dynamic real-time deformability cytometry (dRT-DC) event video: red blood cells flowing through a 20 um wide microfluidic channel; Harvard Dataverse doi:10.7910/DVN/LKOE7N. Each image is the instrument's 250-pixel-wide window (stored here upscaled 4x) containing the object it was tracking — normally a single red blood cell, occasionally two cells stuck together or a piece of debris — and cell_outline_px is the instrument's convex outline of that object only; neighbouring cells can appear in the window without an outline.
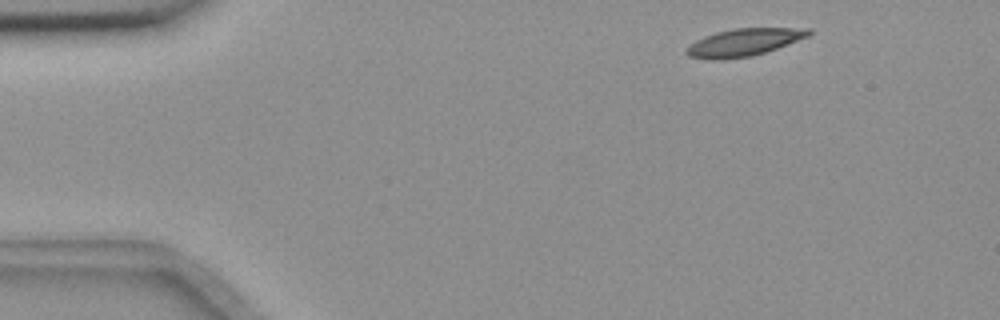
{"species": "common noctule bat (a hibernating species)", "species_latin": "Nyctalus noctula", "temperature_condition": "room temperature", "stored_images_in_passage": 6, "camera_frame_rate_fps": 3000, "um_per_image_px": 0.085, "animal": {"sex": "female", "body_mass_g": 18.4}, "frame": {"image": 1, "passage_image": 1, "time_ms": 0.0, "image_size_px": [1000, 320], "cell_outline_px": [[812, 32], [808, 36], [788, 44], [752, 56], [720, 60], [708, 60], [688, 56], [684, 52], [696, 40], [704, 36], [716, 32], [732, 28], [812, 28]], "centroid_in_image_um": [63.21, 3.6], "position_along_channel_um": 21.8, "area_um2": 19.54}}
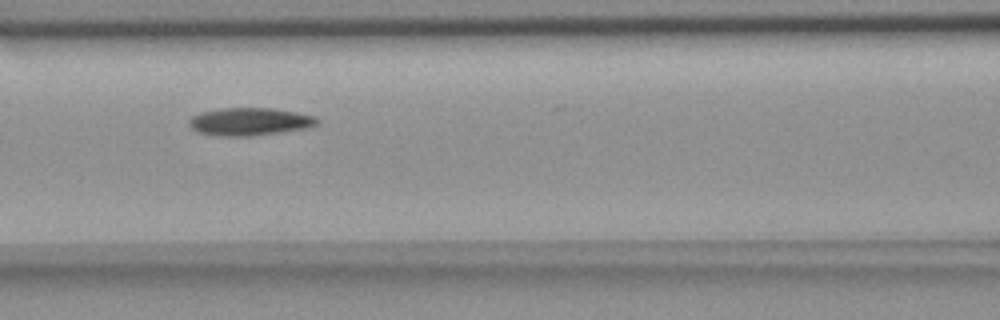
{"frame": {"image": 2, "passage_image": 5, "time_ms": 1.333, "image_size_px": [1000, 320], "cell_outline_px": [[320, 120], [316, 124], [308, 128], [252, 136], [216, 136], [196, 132], [188, 124], [188, 120], [192, 116], [200, 112], [224, 108], [272, 108], [296, 112], [316, 116]], "centroid_in_image_um": [21.2, 10.34], "position_along_channel_um": 145.4, "area_um2": 20.87}}
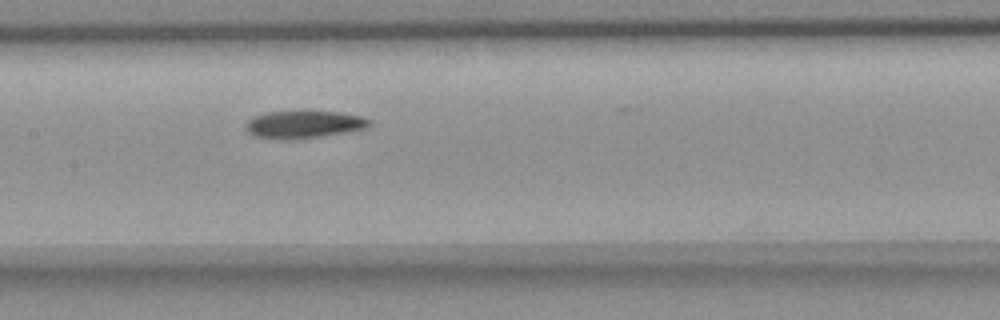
{"frame": {"image": 3, "passage_image": 6, "time_ms": 1.667, "image_size_px": [1000, 320], "cell_outline_px": [[372, 124], [368, 128], [348, 132], [296, 140], [280, 140], [256, 136], [248, 132], [244, 128], [248, 120], [264, 112], [300, 108], [304, 108], [340, 112], [360, 116], [372, 120]], "centroid_in_image_um": [25.84, 10.53], "position_along_channel_um": 181.6, "area_um2": 21.1}}